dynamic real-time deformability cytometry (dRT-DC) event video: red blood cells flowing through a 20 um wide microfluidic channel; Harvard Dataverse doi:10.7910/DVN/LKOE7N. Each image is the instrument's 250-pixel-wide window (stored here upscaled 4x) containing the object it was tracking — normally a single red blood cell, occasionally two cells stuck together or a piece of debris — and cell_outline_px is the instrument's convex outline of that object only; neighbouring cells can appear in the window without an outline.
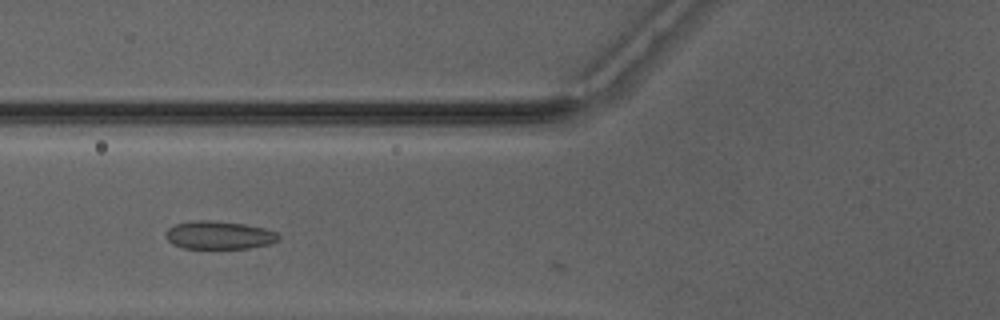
{"species": "Egyptian fruit bat (a non-hibernating species)", "species_latin": "Rousettus aegyptiacus", "temperature_condition": "warm", "stored_images_in_passage": 16, "camera_frame_rate_fps": 3000, "um_per_image_px": 0.085, "animal": {"sex": "male"}, "frame": {"image": 1, "passage_image": 13, "time_ms": 4.0, "image_size_px": [1000, 320], "cell_outline_px": [[280, 240], [268, 244], [248, 248], [184, 248], [172, 244], [164, 236], [164, 232], [168, 228], [176, 224], [192, 220], [208, 220], [244, 224], [264, 228], [276, 232], [280, 236]], "centroid_in_image_um": [18.59, 19.98], "position_along_channel_um": 107.2, "area_um2": 18.5}}